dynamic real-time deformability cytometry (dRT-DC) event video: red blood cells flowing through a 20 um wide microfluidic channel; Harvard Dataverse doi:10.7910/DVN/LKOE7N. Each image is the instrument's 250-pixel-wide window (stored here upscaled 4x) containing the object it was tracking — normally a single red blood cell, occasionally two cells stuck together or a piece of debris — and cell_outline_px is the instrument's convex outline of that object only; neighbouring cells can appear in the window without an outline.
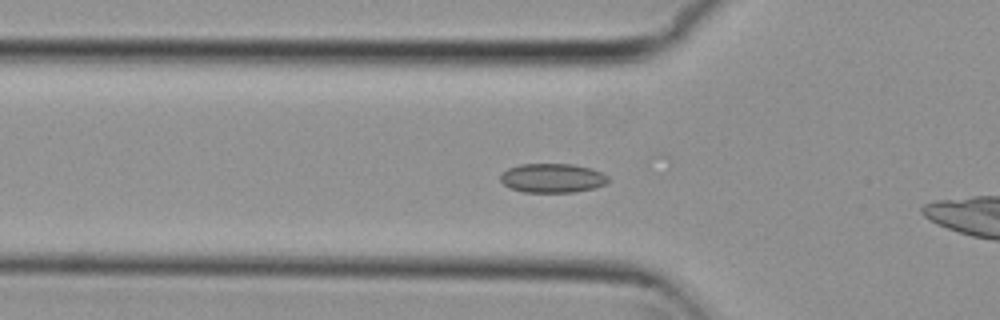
{"species": "common noctule bat (a hibernating species)", "species_latin": "Nyctalus noctula", "temperature_condition": "cold", "stored_images_in_passage": 37, "camera_frame_rate_fps": 3000, "um_per_image_px": 0.085, "animal": {"sex": "female", "body_mass_g": 29.2, "forearm_length_mm": 56.3}, "frame": {"image": 1, "passage_image": 11, "time_ms": 3.333, "image_size_px": [1000, 320], "cell_outline_px": [[608, 180], [604, 184], [592, 188], [572, 192], [524, 192], [512, 188], [504, 184], [500, 180], [500, 172], [508, 168], [520, 164], [572, 164], [592, 168], [608, 176]], "centroid_in_image_um": [46.91, 15.12], "position_along_channel_um": 78.9, "area_um2": 18.21}}
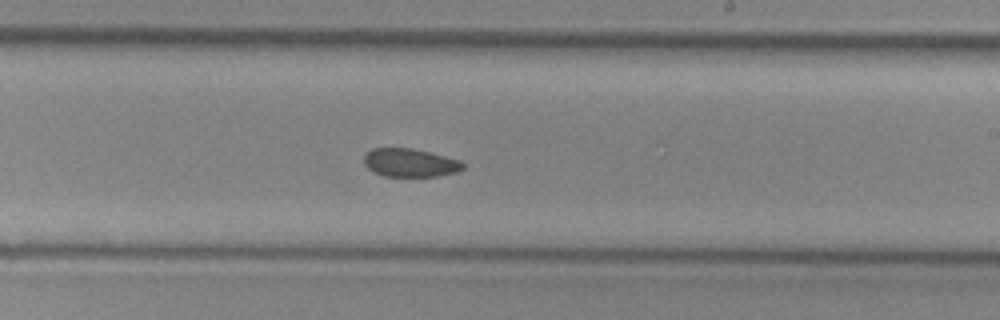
{"frame": {"image": 2, "passage_image": 25, "time_ms": 8.0, "image_size_px": [1000, 320], "cell_outline_px": [[464, 168], [456, 172], [436, 176], [384, 176], [372, 172], [364, 164], [364, 152], [372, 148], [412, 148], [460, 160], [464, 164]], "centroid_in_image_um": [34.8, 13.83], "position_along_channel_um": 254.2, "area_um2": 16.36}}
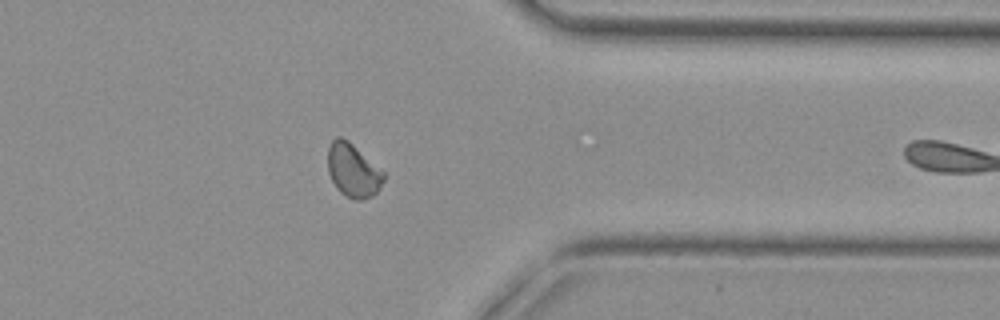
{"frame": {"image": 3, "passage_image": 36, "time_ms": 11.667, "image_size_px": [1000, 320], "cell_outline_px": [[384, 180], [376, 192], [372, 196], [360, 200], [356, 200], [340, 192], [336, 188], [328, 172], [328, 148], [332, 140], [336, 136], [340, 136], [348, 140], [384, 172]], "centroid_in_image_um": [29.99, 14.47], "position_along_channel_um": 381.4, "area_um2": 17.22}}